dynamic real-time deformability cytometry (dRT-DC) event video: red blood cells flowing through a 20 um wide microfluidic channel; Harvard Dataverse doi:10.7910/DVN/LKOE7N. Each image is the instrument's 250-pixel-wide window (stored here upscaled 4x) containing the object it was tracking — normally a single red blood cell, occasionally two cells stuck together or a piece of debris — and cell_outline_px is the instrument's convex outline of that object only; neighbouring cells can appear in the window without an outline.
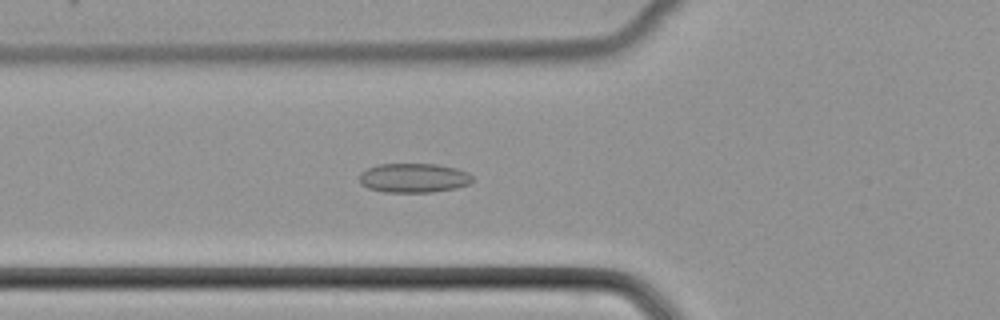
{"species": "common noctule bat (a hibernating species)", "species_latin": "Nyctalus noctula", "temperature_condition": "cold", "stored_images_in_passage": 52, "camera_frame_rate_fps": 3000, "um_per_image_px": 0.085, "animal": {"sex": "female", "body_mass_g": 22.7, "forearm_length_mm": 54.2}, "frame": {"image": 1, "passage_image": 20, "time_ms": 6.333, "image_size_px": [1000, 320], "cell_outline_px": [[472, 180], [468, 184], [456, 188], [432, 192], [384, 192], [368, 188], [360, 184], [360, 172], [368, 168], [380, 164], [436, 164], [456, 168], [468, 172], [472, 176]], "centroid_in_image_um": [35.15, 15.12], "position_along_channel_um": 90.6, "area_um2": 19.31}}
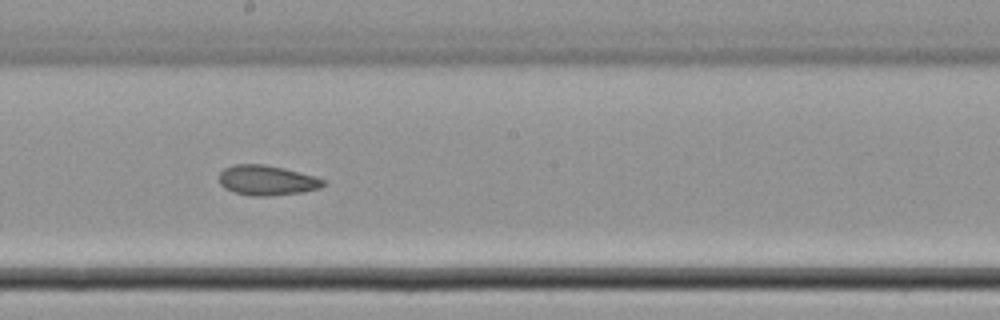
{"frame": {"image": 2, "passage_image": 30, "time_ms": 9.667, "image_size_px": [1000, 320], "cell_outline_px": [[324, 184], [320, 188], [304, 192], [272, 196], [252, 196], [232, 192], [224, 188], [220, 184], [220, 172], [224, 168], [232, 164], [264, 164], [284, 168], [312, 176], [324, 180]], "centroid_in_image_um": [22.64, 15.33], "position_along_channel_um": 225.6, "area_um2": 18.26}}
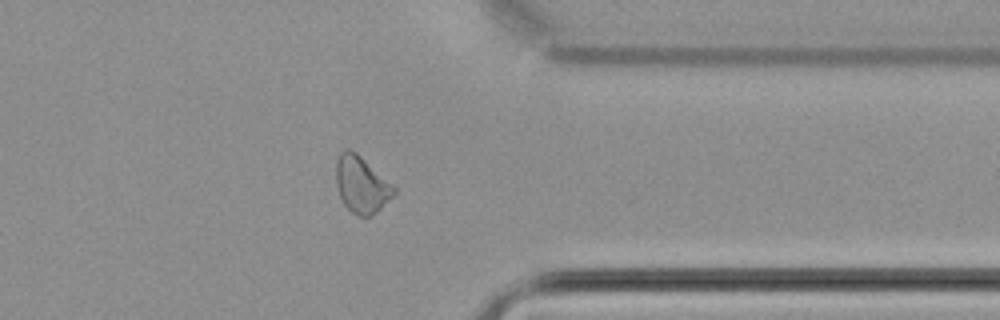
{"frame": {"image": 3, "passage_image": 42, "time_ms": 13.667, "image_size_px": [1000, 320], "cell_outline_px": [[396, 192], [376, 212], [368, 216], [356, 216], [344, 204], [340, 196], [336, 184], [336, 160], [340, 152], [344, 148], [348, 148], [356, 152], [396, 188]], "centroid_in_image_um": [30.69, 15.67], "position_along_channel_um": 380.7, "area_um2": 18.84}}